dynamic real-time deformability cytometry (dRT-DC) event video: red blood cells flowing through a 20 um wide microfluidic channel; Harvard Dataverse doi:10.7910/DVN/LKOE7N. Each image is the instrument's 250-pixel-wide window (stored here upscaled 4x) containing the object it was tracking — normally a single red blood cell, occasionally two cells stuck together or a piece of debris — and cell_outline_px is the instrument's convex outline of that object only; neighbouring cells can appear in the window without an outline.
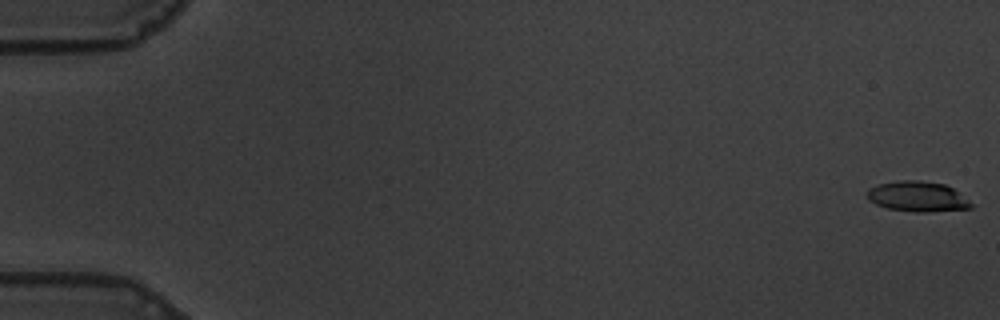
{"species": "common noctule bat (a hibernating species)", "species_latin": "Nyctalus noctula", "temperature_condition": "warm", "stored_images_in_passage": 58, "camera_frame_rate_fps": 3000, "um_per_image_px": 0.085, "animal": {"sex": "male", "body_mass_g": 19.5, "forearm_length_mm": 54.6}, "frame": {"image": 1, "passage_image": 1, "time_ms": 0.0, "image_size_px": [1000, 320], "cell_outline_px": [[976, 204], [972, 208], [928, 212], [916, 212], [888, 208], [876, 204], [868, 200], [868, 188], [876, 184], [900, 180], [916, 180], [944, 184], [952, 188]], "centroid_in_image_um": [78.01, 16.71], "position_along_channel_um": 7.0, "area_um2": 18.44}}
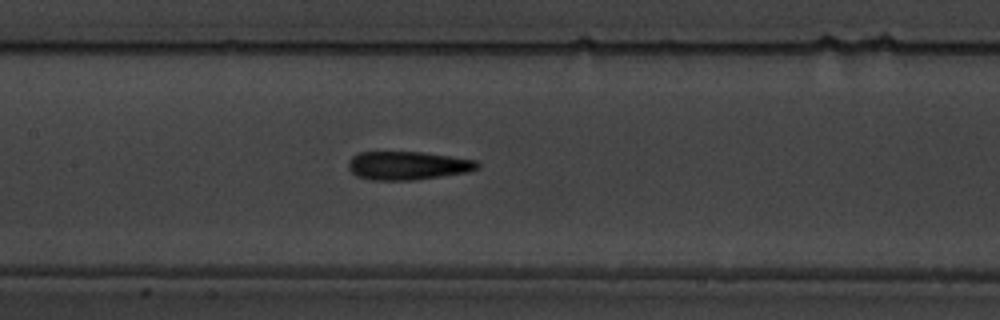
{"frame": {"image": 2, "passage_image": 29, "time_ms": 9.333, "image_size_px": [1000, 320], "cell_outline_px": [[480, 168], [468, 172], [416, 180], [372, 180], [356, 176], [348, 168], [348, 160], [352, 156], [360, 152], [424, 152], [476, 160], [480, 164]], "centroid_in_image_um": [34.66, 14.07], "position_along_channel_um": 172.7, "area_um2": 21.56}}
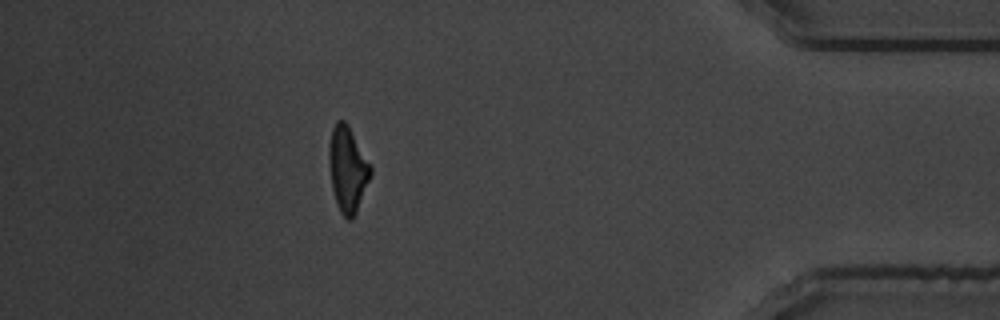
{"frame": {"image": 3, "passage_image": 52, "time_ms": 17.0, "image_size_px": [1000, 320], "cell_outline_px": [[372, 172], [356, 212], [352, 220], [348, 220], [340, 212], [336, 204], [332, 188], [328, 160], [328, 144], [332, 128], [336, 120], [344, 120], [348, 124], [372, 168]], "centroid_in_image_um": [29.52, 14.36], "position_along_channel_um": 405.7, "area_um2": 20.69}, "authors_computed_cell_mechanics": {"area_um2": 20.7213, "velocity_mm_per_s": 3.5784, "shape_relaxation_time_tau1_ms": 5.1474, "shape_relaxation_time_tau2_ms": 2.5416, "deformation_change_tau1": 0.1964, "deformation_change_tau2": 0.1273}}